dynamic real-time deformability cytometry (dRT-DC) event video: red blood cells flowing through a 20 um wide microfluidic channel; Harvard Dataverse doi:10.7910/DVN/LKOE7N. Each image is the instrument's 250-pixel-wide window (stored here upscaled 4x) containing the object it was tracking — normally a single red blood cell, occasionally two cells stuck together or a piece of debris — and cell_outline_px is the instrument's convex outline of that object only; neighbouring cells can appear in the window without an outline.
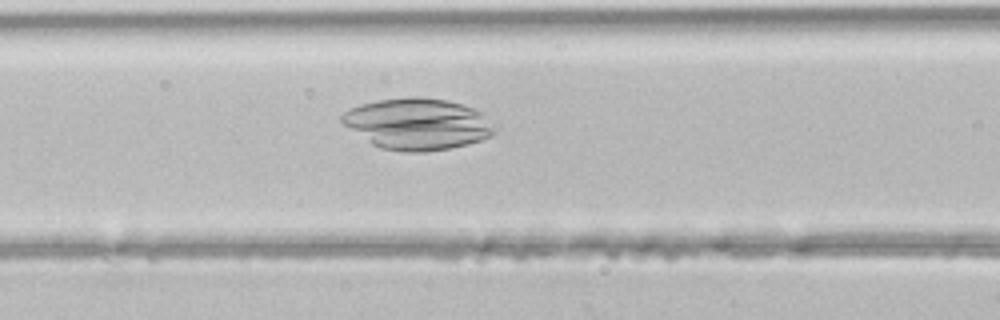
{"species": "common noctule bat (a hibernating species)", "species_latin": "Nyctalus noctula", "temperature_condition": "room temperature", "stored_images_in_passage": 39, "camera_frame_rate_fps": 3000, "um_per_image_px": 0.085, "animal": {"sex": "male", "body_mass_g": 21.5, "forearm_length_mm": 52.0}, "frame": {"image": 1, "passage_image": 11, "time_ms": 3.333, "image_size_px": [1000, 320], "cell_outline_px": [[492, 136], [480, 140], [448, 148], [424, 152], [404, 152], [380, 148], [372, 144], [344, 124], [340, 120], [340, 116], [344, 112], [360, 104], [380, 100], [408, 96], [416, 96], [448, 100], [464, 104], [480, 112], [492, 128]], "centroid_in_image_um": [35.43, 10.52], "position_along_channel_um": 131.2, "area_um2": 45.08}}
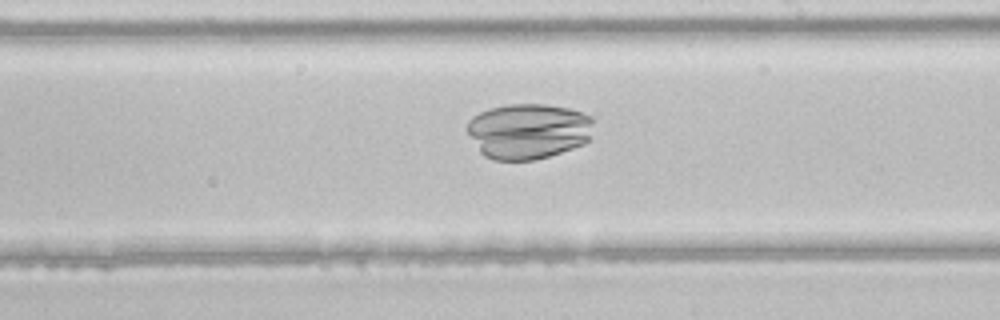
{"frame": {"image": 2, "passage_image": 19, "time_ms": 6.0, "image_size_px": [1000, 320], "cell_outline_px": [[592, 124], [588, 140], [584, 144], [536, 160], [492, 160], [484, 156], [480, 152], [468, 132], [468, 120], [472, 116], [480, 112], [492, 108], [508, 104], [544, 104], [568, 108], [580, 112], [588, 116], [592, 120]], "centroid_in_image_um": [44.88, 11.15], "position_along_channel_um": 244.1, "area_um2": 40.63}}
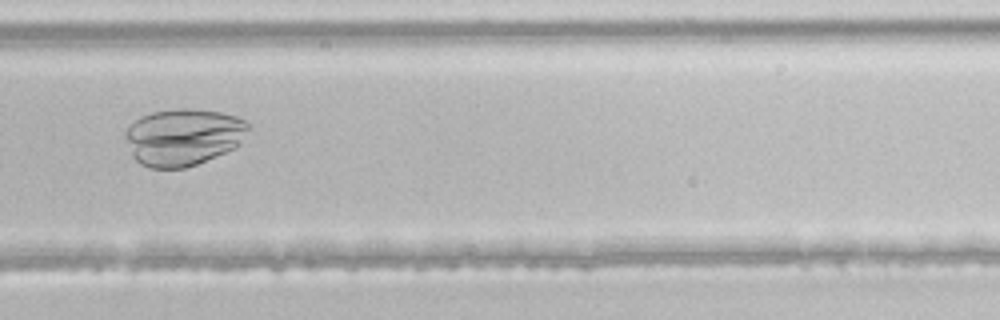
{"frame": {"image": 3, "passage_image": 24, "time_ms": 7.667, "image_size_px": [1000, 320], "cell_outline_px": [[252, 124], [240, 144], [236, 148], [196, 164], [184, 168], [152, 168], [140, 164], [132, 156], [124, 136], [124, 132], [140, 116], [152, 112], [180, 108], [188, 108], [220, 112], [236, 116]], "centroid_in_image_um": [15.59, 11.64], "position_along_channel_um": 314.2, "area_um2": 41.04}}